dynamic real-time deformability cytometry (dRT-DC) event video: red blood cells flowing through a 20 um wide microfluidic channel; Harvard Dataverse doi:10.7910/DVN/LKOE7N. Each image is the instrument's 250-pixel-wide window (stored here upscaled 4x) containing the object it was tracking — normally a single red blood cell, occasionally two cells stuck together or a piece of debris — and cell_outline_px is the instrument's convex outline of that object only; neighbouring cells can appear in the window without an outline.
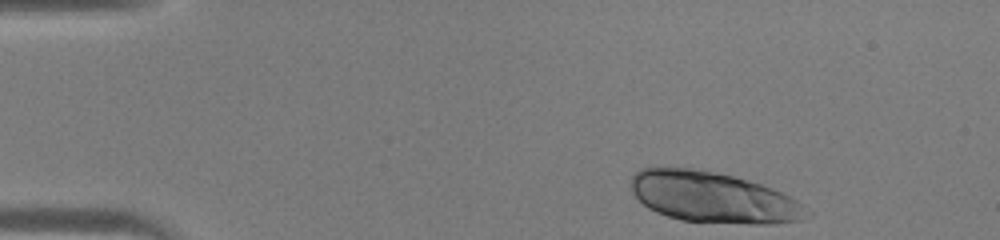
{"species": "human", "species_latin": "Homo sapiens", "temperature_condition": "warm", "stored_images_in_passage": 39, "camera_frame_rate_fps": 3000, "um_per_image_px": 0.085, "donor": {"sex": "male"}, "frame": {"image": 1, "passage_image": 1, "time_ms": 0.0, "image_size_px": [1000, 240], "cell_outline_px": [[812, 216], [800, 220], [772, 224], [752, 224], [680, 220], [656, 212], [648, 208], [632, 192], [632, 176], [640, 168], [692, 168], [716, 172], [748, 180], [772, 188], [792, 196], [812, 212]], "centroid_in_image_um": [60.68, 16.78], "position_along_channel_um": 24.3, "area_um2": 52.02}}
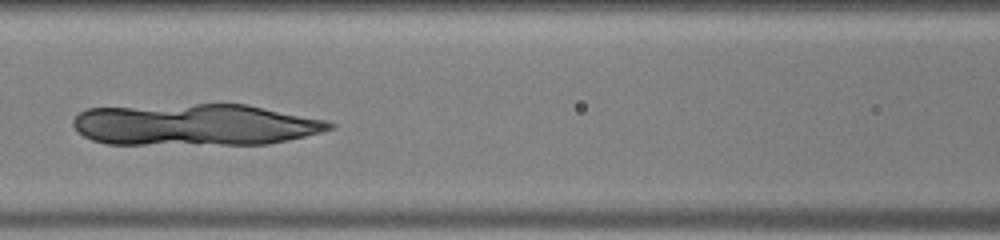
{"frame": {"image": 2, "passage_image": 15, "time_ms": 4.667, "image_size_px": [1000, 240], "cell_outline_px": [[336, 128], [304, 136], [268, 144], [108, 144], [92, 140], [84, 136], [72, 124], [72, 120], [80, 112], [88, 108], [196, 104], [248, 104], [324, 120], [336, 124]], "centroid_in_image_um": [16.58, 10.6], "position_along_channel_um": 150.0, "area_um2": 62.14}}